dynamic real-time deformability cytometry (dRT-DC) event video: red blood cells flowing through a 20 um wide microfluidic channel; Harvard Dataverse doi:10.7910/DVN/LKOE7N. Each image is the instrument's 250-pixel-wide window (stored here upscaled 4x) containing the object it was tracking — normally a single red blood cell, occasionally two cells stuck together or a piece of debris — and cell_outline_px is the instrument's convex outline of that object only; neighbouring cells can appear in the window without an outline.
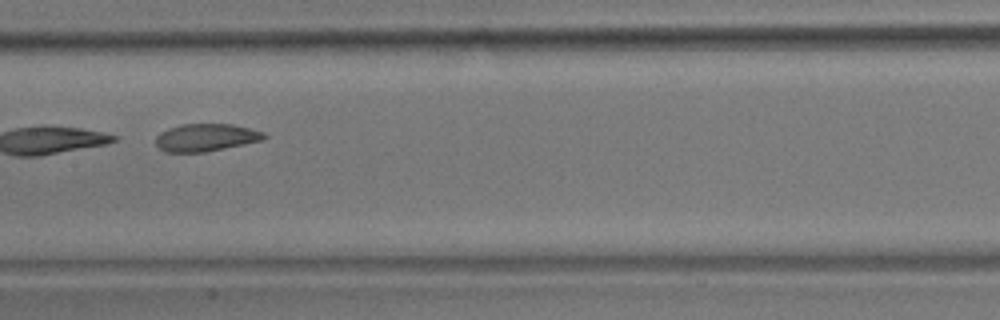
{"species": "common noctule bat (a hibernating species)", "species_latin": "Nyctalus noctula", "temperature_condition": "room temperature", "stored_images_in_passage": 8, "camera_frame_rate_fps": 3000, "um_per_image_px": 0.085, "animal": {"sex": "male", "body_mass_g": 17.9}, "frame": {"image": 1, "passage_image": 8, "time_ms": 2.333, "image_size_px": [1000, 320], "cell_outline_px": [[268, 136], [264, 140], [204, 152], [164, 152], [156, 144], [156, 136], [160, 132], [168, 128], [180, 124], [232, 124], [264, 132]], "centroid_in_image_um": [17.5, 11.68], "position_along_channel_um": 189.9, "area_um2": 17.4}}